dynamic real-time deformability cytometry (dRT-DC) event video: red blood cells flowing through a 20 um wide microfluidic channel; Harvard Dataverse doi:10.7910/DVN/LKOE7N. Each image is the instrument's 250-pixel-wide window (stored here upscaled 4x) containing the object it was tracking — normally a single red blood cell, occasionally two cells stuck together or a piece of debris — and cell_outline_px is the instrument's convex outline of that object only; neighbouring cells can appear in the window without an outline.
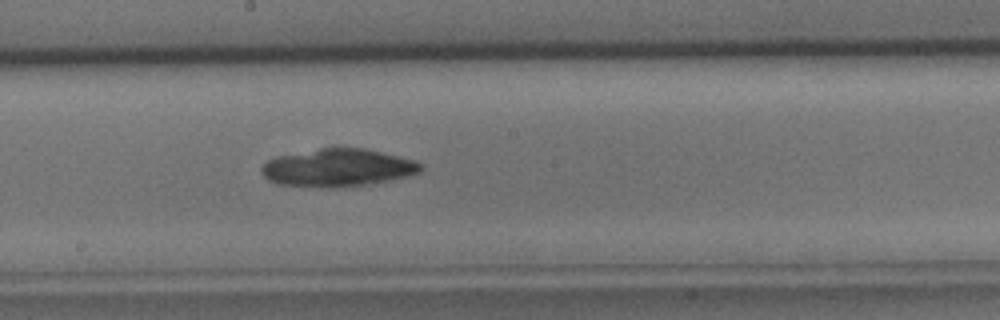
{"species": "common noctule bat (a hibernating species)", "species_latin": "Nyctalus noctula", "temperature_condition": "cold", "stored_images_in_passage": 29, "camera_frame_rate_fps": 3000, "um_per_image_px": 0.085, "animal": {"sex": "male", "body_mass_g": 15.6}, "frame": {"image": 1, "passage_image": 10, "time_ms": 3.0, "image_size_px": [1000, 320], "cell_outline_px": [[424, 168], [420, 172], [408, 176], [388, 180], [344, 188], [340, 188], [276, 184], [268, 180], [260, 172], [260, 168], [268, 160], [276, 156], [320, 148], [364, 148], [412, 160], [424, 164]], "centroid_in_image_um": [28.69, 14.26], "position_along_channel_um": 219.5, "area_um2": 34.91}}
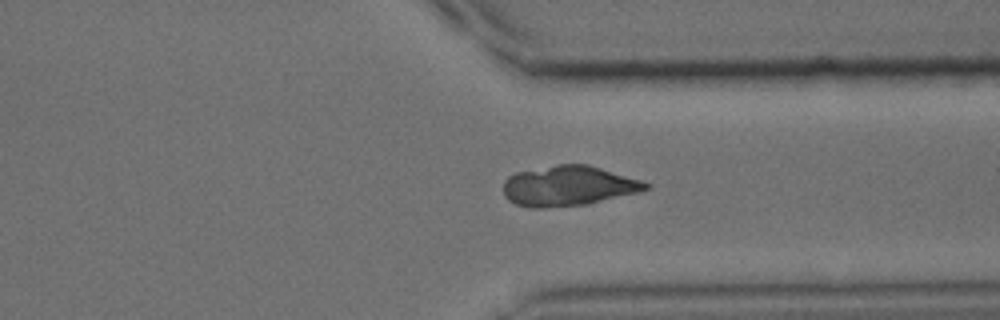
{"frame": {"image": 2, "passage_image": 19, "time_ms": 6.0, "image_size_px": [1000, 320], "cell_outline_px": [[648, 188], [636, 192], [584, 204], [540, 208], [532, 208], [516, 204], [508, 200], [504, 196], [504, 180], [508, 176], [516, 172], [556, 164], [588, 164], [640, 180], [648, 184]], "centroid_in_image_um": [48.23, 15.79], "position_along_channel_um": 363.2, "area_um2": 32.77}}
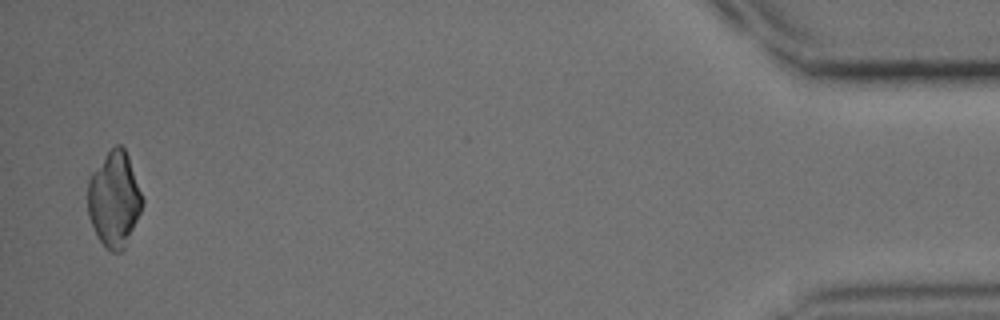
{"frame": {"image": 3, "passage_image": 28, "time_ms": 9.0, "image_size_px": [1000, 320], "cell_outline_px": [[144, 204], [124, 248], [120, 252], [112, 252], [104, 248], [96, 236], [88, 216], [88, 180], [92, 172], [108, 152], [116, 144], [120, 144], [124, 148], [128, 156], [144, 200]], "centroid_in_image_um": [9.7, 16.97], "position_along_channel_um": 425.5, "area_um2": 30.23}}